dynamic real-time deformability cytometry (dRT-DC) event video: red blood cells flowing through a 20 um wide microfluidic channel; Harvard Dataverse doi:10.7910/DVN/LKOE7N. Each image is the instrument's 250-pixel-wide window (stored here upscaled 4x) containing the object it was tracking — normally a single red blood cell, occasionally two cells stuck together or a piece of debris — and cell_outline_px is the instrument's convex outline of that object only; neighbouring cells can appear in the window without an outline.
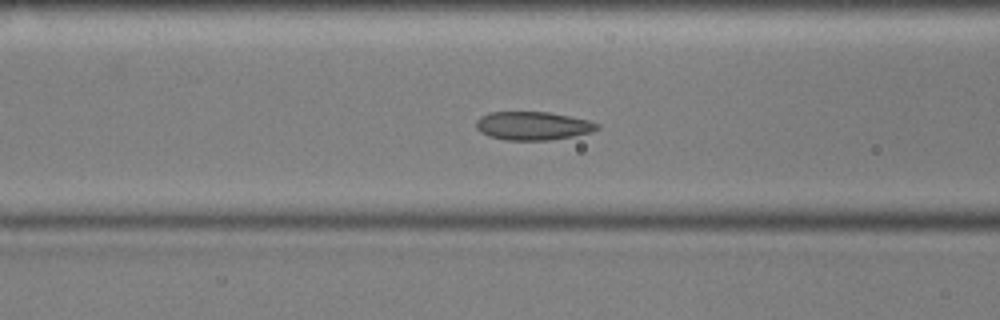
{"species": "common noctule bat (a hibernating species)", "species_latin": "Nyctalus noctula", "temperature_condition": "cold", "stored_images_in_passage": 55, "camera_frame_rate_fps": 3000, "um_per_image_px": 0.085, "animal": {"sex": "male", "body_mass_g": 17.9, "forearm_length_mm": 54.2}, "frame": {"image": 1, "passage_image": 21, "time_ms": 6.667, "image_size_px": [1000, 320], "cell_outline_px": [[600, 128], [592, 132], [572, 136], [548, 140], [504, 140], [488, 136], [480, 132], [476, 128], [476, 120], [480, 116], [488, 112], [548, 112], [588, 120], [600, 124]], "centroid_in_image_um": [45.27, 10.69], "position_along_channel_um": 121.3, "area_um2": 20.11}}
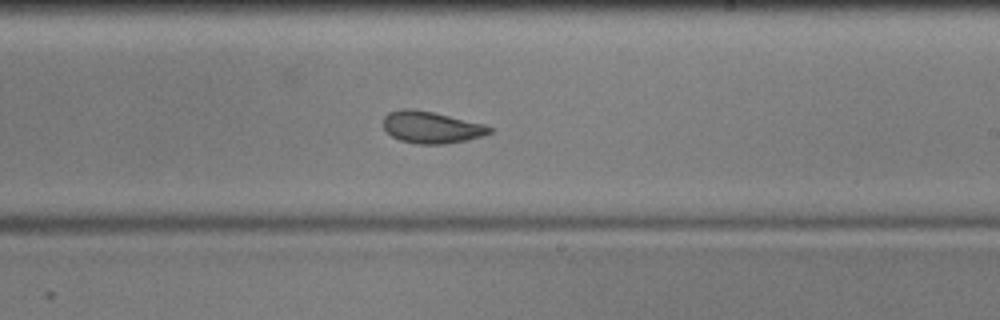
{"frame": {"image": 2, "passage_image": 32, "time_ms": 10.333, "image_size_px": [1000, 320], "cell_outline_px": [[492, 132], [480, 136], [464, 140], [444, 144], [420, 144], [400, 140], [392, 136], [384, 128], [384, 116], [388, 112], [404, 108], [412, 108], [432, 112], [484, 124], [492, 128]], "centroid_in_image_um": [36.63, 10.81], "position_along_channel_um": 252.4, "area_um2": 19.42}}
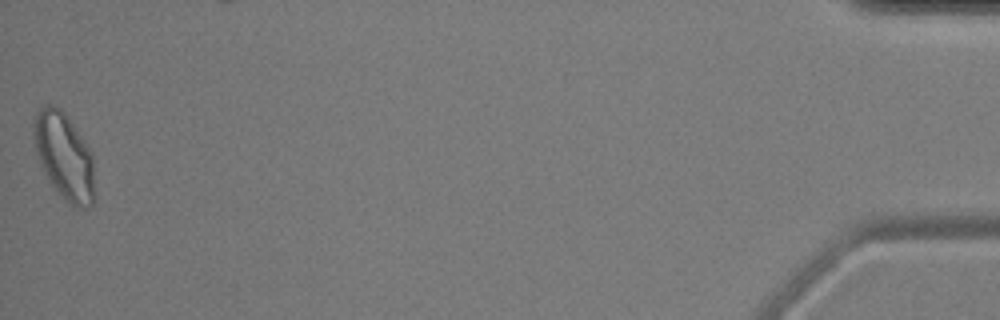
{"frame": {"image": 3, "passage_image": 55, "time_ms": 18.0, "image_size_px": [1000, 320], "cell_outline_px": [[96, 200], [88, 208], [76, 208], [68, 204], [48, 180], [40, 164], [36, 152], [32, 132], [32, 124], [36, 112], [40, 104], [52, 104], [60, 108], [64, 112], [88, 148], [92, 156]], "centroid_in_image_um": [5.44, 13.29], "position_along_channel_um": 429.8, "area_um2": 31.15}, "authors_computed_cell_mechanics": {"area_um2": 20.9814, "velocity_mm_per_s": 3.5798, "shape_relaxation_time_tau1_ms": 7.7737, "shape_relaxation_time_tau2_ms": 2.7473, "deformation_change_tau1": 0.1597, "deformation_change_tau2": 0.0812}}